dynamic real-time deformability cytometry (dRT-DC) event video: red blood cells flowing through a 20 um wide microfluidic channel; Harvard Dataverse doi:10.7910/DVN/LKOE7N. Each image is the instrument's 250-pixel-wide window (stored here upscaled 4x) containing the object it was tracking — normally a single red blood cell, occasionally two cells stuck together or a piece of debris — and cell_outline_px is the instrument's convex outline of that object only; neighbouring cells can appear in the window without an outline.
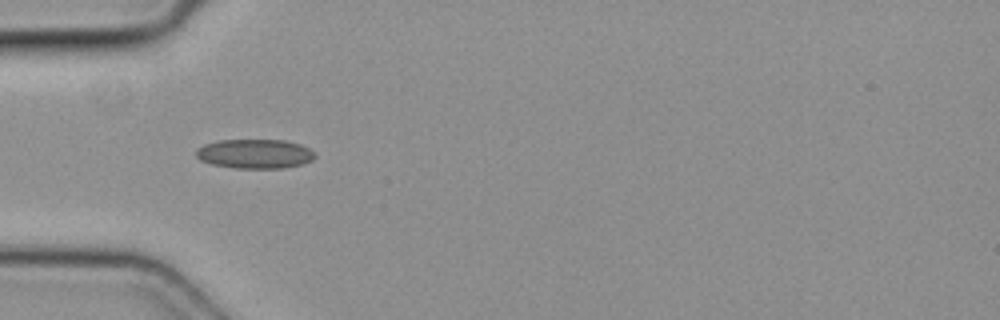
{"species": "common noctule bat (a hibernating species)", "species_latin": "Nyctalus noctula", "temperature_condition": "cold", "stored_images_in_passage": 7, "camera_frame_rate_fps": 3000, "um_per_image_px": 0.085, "animal": {"sex": "female", "body_mass_g": 19.3, "forearm_length_mm": 54.1}, "frame": {"image": 1, "passage_image": 4, "time_ms": 1.0, "image_size_px": [1000, 320], "cell_outline_px": [[316, 156], [312, 160], [300, 164], [284, 168], [236, 168], [212, 164], [200, 160], [196, 156], [196, 148], [204, 144], [220, 140], [284, 140], [300, 144], [308, 148]], "centroid_in_image_um": [21.63, 13.07], "position_along_channel_um": 63.4, "area_um2": 20.23}}
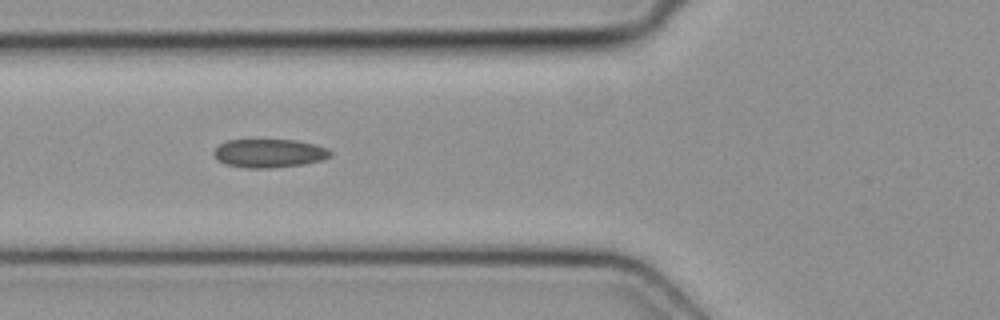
{"frame": {"image": 2, "passage_image": 5, "time_ms": 1.333, "image_size_px": [1000, 320], "cell_outline_px": [[332, 156], [324, 160], [304, 164], [272, 168], [244, 168], [224, 164], [216, 160], [212, 152], [220, 144], [228, 140], [296, 140], [328, 148], [332, 152]], "centroid_in_image_um": [22.88, 13.04], "position_along_channel_um": 102.9, "area_um2": 19.59}}
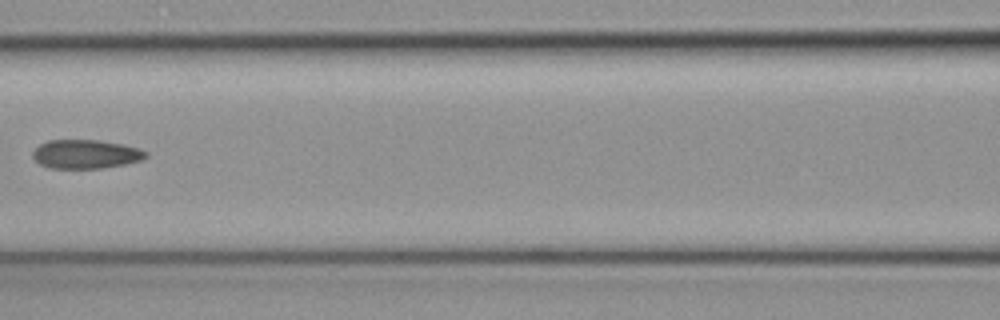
{"frame": {"image": 3, "passage_image": 6, "time_ms": 1.667, "image_size_px": [1000, 320], "cell_outline_px": [[148, 156], [140, 160], [124, 164], [104, 168], [48, 168], [40, 164], [32, 156], [32, 152], [40, 144], [48, 140], [100, 140], [124, 144], [140, 148], [148, 152]], "centroid_in_image_um": [7.31, 13.09], "position_along_channel_um": 159.3, "area_um2": 19.13}}